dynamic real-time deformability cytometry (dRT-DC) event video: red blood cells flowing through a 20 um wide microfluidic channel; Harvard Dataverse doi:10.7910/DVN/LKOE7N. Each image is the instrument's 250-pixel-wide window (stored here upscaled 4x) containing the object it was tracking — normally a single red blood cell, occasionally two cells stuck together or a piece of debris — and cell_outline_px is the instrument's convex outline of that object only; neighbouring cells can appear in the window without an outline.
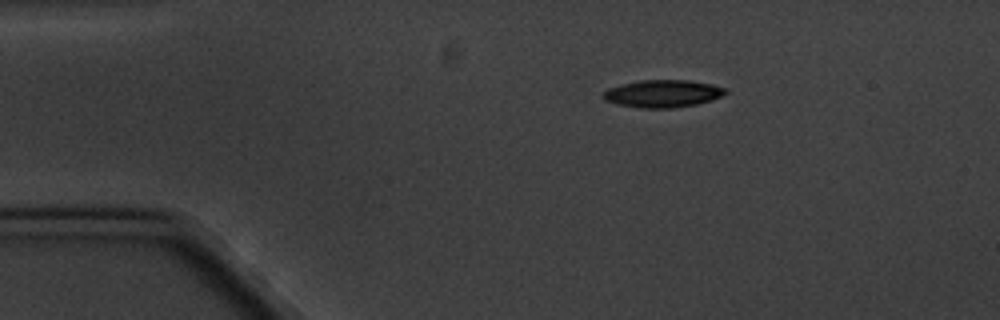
{"species": "common noctule bat (a hibernating species)", "species_latin": "Nyctalus noctula", "temperature_condition": "cold", "stored_images_in_passage": 3, "camera_frame_rate_fps": 3000, "um_per_image_px": 0.085, "animal": {"sex": "male", "body_mass_g": 20.1, "forearm_length_mm": 53.5}, "frame": {"image": 1, "passage_image": 1, "time_ms": 0.0, "image_size_px": [1000, 320], "cell_outline_px": [[728, 92], [712, 100], [696, 104], [672, 108], [640, 108], [616, 104], [604, 100], [604, 92], [608, 88], [640, 80], [688, 80], [712, 84], [728, 88]], "centroid_in_image_um": [56.36, 7.96], "position_along_channel_um": 28.6, "area_um2": 19.54}}
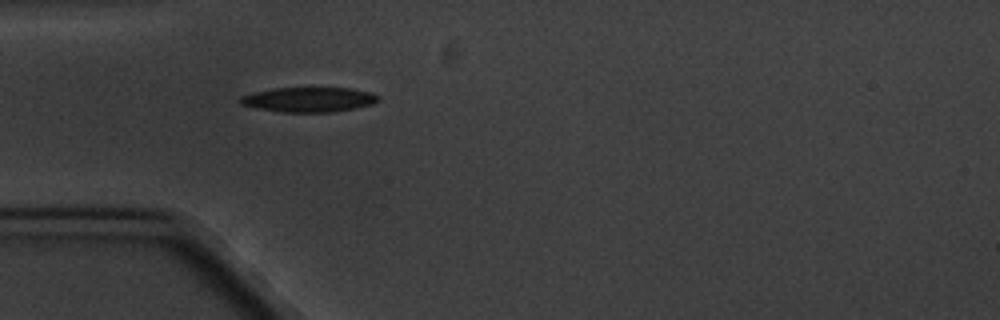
{"frame": {"image": 2, "passage_image": 3, "time_ms": 2.333, "image_size_px": [1000, 320], "cell_outline_px": [[380, 100], [372, 104], [356, 108], [332, 112], [284, 112], [256, 108], [240, 104], [236, 100], [240, 96], [252, 92], [272, 88], [348, 88], [372, 92], [380, 96]], "centroid_in_image_um": [26.23, 8.46], "position_along_channel_um": 58.8, "area_um2": 20.17}}